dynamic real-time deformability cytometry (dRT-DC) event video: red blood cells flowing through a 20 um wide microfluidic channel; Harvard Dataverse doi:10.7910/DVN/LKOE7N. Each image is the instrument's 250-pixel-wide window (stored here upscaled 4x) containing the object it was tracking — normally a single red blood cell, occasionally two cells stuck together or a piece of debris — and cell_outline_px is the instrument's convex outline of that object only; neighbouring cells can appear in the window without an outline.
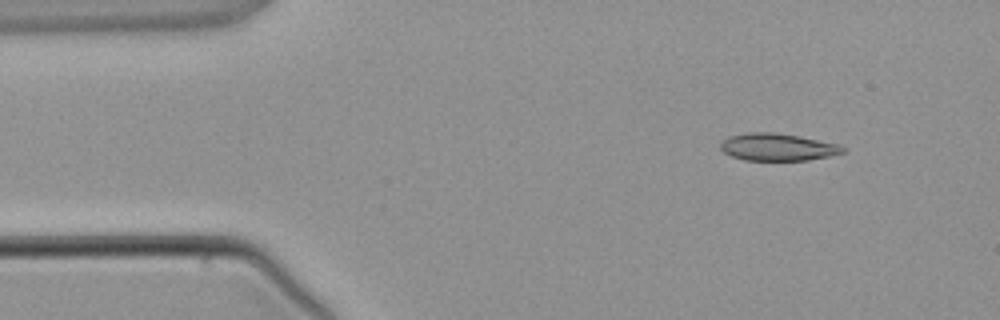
{"species": "common noctule bat (a hibernating species)", "species_latin": "Nyctalus noctula", "temperature_condition": "warm", "stored_images_in_passage": 2, "camera_frame_rate_fps": 3000, "um_per_image_px": 0.085, "animal": {"sex": "male", "body_mass_g": 21.5, "forearm_length_mm": 52.0}, "frame": {"image": 1, "passage_image": 1, "time_ms": 0.0, "image_size_px": [1000, 320], "cell_outline_px": [[844, 152], [828, 156], [808, 160], [744, 160], [732, 156], [724, 152], [720, 148], [720, 140], [728, 136], [748, 132], [772, 132], [800, 136], [836, 144], [844, 148]], "centroid_in_image_um": [66.02, 12.49], "position_along_channel_um": 19.0, "area_um2": 19.36}}